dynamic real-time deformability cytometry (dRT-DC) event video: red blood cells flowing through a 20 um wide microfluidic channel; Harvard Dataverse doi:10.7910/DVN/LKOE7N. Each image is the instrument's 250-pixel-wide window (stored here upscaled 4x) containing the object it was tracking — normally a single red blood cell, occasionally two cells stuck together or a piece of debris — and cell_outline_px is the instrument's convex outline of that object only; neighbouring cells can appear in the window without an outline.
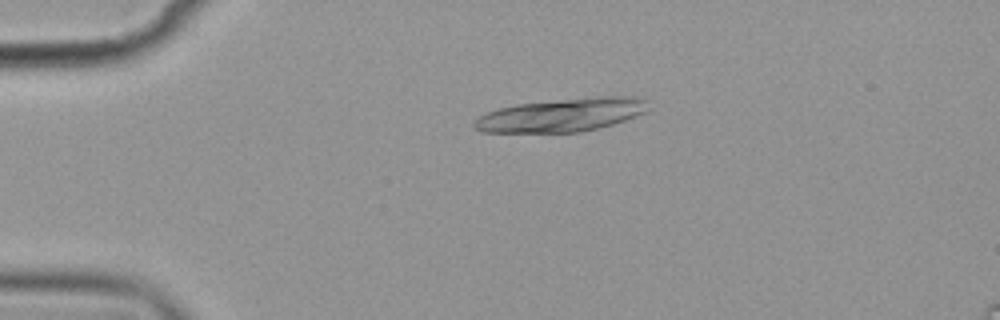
{"species": "common noctule bat (a hibernating species)", "species_latin": "Nyctalus noctula", "temperature_condition": "cold", "stored_images_in_passage": 3, "camera_frame_rate_fps": 3000, "um_per_image_px": 0.085, "animal": {"sex": "female", "body_mass_g": 19.9}, "frame": {"image": 1, "passage_image": 1, "time_ms": 0.0, "image_size_px": [1000, 320], "cell_outline_px": [[644, 112], [624, 120], [612, 124], [580, 132], [480, 132], [472, 124], [480, 116], [496, 108], [516, 104], [600, 96], [644, 96]], "centroid_in_image_um": [47.7, 9.77], "position_along_channel_um": 37.3, "area_um2": 33.29}}